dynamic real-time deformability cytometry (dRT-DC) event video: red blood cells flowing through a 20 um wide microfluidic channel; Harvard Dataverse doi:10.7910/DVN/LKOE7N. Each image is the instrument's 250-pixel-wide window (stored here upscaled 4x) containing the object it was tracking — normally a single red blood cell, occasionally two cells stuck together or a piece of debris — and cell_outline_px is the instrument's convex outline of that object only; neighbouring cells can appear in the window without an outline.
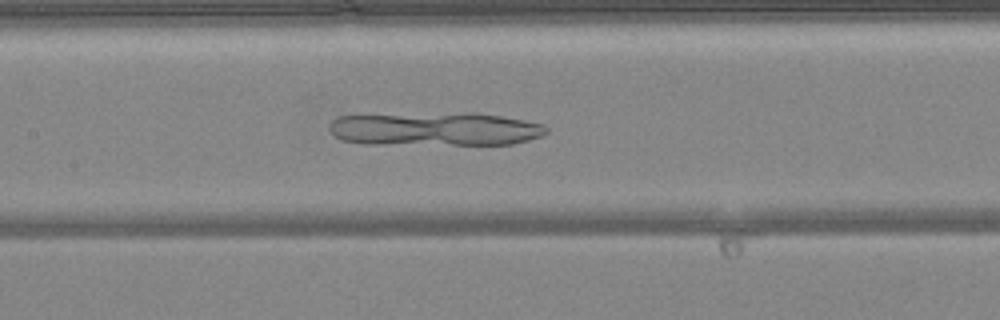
{"species": "common noctule bat (a hibernating species)", "species_latin": "Nyctalus noctula", "temperature_condition": "warm", "stored_images_in_passage": 38, "camera_frame_rate_fps": 3000, "um_per_image_px": 0.085, "animal": {"sex": "female", "body_mass_g": 24.6, "forearm_length_mm": 56.2}, "frame": {"image": 1, "passage_image": 13, "time_ms": 4.0, "image_size_px": [1000, 320], "cell_outline_px": [[548, 132], [540, 136], [528, 140], [512, 144], [364, 144], [344, 140], [336, 136], [328, 128], [328, 124], [336, 116], [468, 112], [500, 116], [524, 120], [544, 124], [548, 128]], "centroid_in_image_um": [36.98, 10.96], "position_along_channel_um": 170.4, "area_um2": 42.48}}